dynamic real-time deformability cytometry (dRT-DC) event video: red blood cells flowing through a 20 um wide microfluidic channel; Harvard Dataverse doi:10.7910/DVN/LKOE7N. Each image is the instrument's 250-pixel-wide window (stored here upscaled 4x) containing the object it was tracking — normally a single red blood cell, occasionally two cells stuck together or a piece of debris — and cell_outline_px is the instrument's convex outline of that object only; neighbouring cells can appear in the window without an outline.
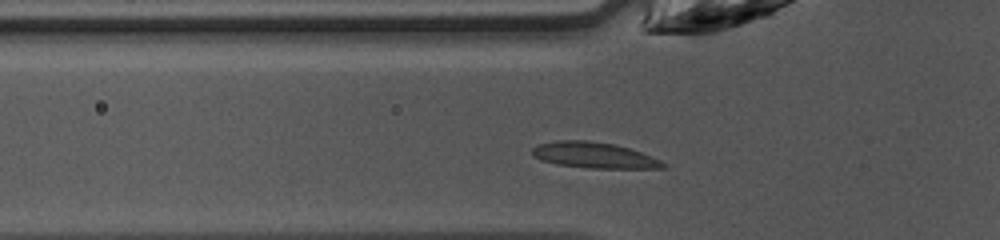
{"species": "common noctule bat (a hibernating species)", "species_latin": "Nyctalus noctula", "temperature_condition": "warm", "stored_images_in_passage": 36, "segment_of_instrument_passage": [1, 2], "camera_frame_rate_fps": 3000, "um_per_image_px": 0.085, "animal": {"sex": "female", "body_mass_g": 10.0, "forearm_length_mm": 53.1}, "frame": {"image": 1, "passage_image": 4, "time_ms": 1.0, "image_size_px": [1000, 240], "cell_outline_px": [[668, 168], [588, 168], [560, 164], [540, 160], [532, 156], [532, 148], [540, 144], [556, 140], [588, 140], [616, 144], [640, 152], [660, 160], [668, 164]], "centroid_in_image_um": [50.51, 13.19], "position_along_channel_um": 75.3, "area_um2": 19.71}}
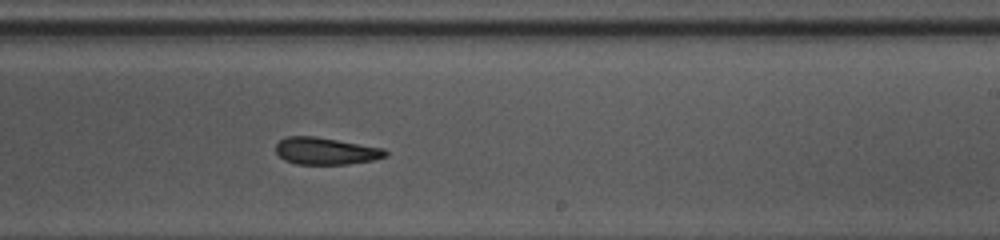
{"frame": {"image": 2, "passage_image": 17, "time_ms": 5.333, "image_size_px": [1000, 240], "cell_outline_px": [[388, 156], [372, 160], [348, 164], [296, 164], [284, 160], [276, 152], [276, 144], [284, 136], [312, 136], [384, 148], [388, 152]], "centroid_in_image_um": [27.68, 12.84], "position_along_channel_um": 261.3, "area_um2": 17.22}}
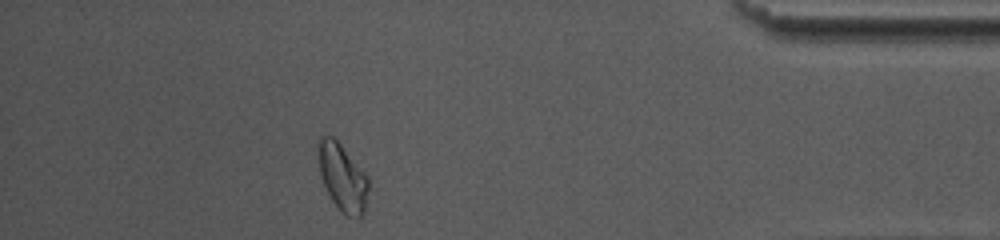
{"frame": {"image": 3, "passage_image": 30, "time_ms": 9.667, "image_size_px": [1000, 240], "cell_outline_px": [[368, 188], [364, 212], [356, 220], [344, 216], [340, 212], [332, 200], [320, 176], [316, 148], [316, 144], [320, 136], [332, 136], [340, 144], [368, 176]], "centroid_in_image_um": [29.08, 15.09], "position_along_channel_um": 406.1, "area_um2": 19.94}}